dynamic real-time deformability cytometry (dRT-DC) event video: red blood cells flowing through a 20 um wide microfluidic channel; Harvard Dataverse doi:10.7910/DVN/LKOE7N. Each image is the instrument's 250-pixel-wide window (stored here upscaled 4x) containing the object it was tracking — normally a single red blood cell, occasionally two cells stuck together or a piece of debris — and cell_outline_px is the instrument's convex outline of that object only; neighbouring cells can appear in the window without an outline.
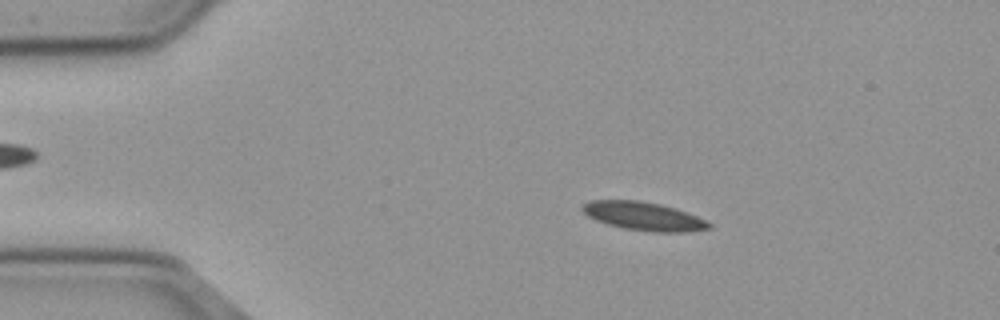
{"species": "common noctule bat (a hibernating species)", "species_latin": "Nyctalus noctula", "temperature_condition": "cold", "stored_images_in_passage": 55, "camera_frame_rate_fps": 3000, "um_per_image_px": 0.085, "animal": {"sex": "male", "body_mass_g": 23.1, "forearm_length_mm": 52.7}, "frame": {"image": 1, "passage_image": 10, "time_ms": 3.0, "image_size_px": [1000, 320], "cell_outline_px": [[712, 228], [684, 232], [652, 232], [624, 228], [608, 224], [596, 220], [588, 216], [580, 208], [584, 204], [592, 200], [640, 200], [660, 204], [676, 208], [696, 216], [712, 224]], "centroid_in_image_um": [54.71, 18.37], "position_along_channel_um": 30.3, "area_um2": 20.87}}
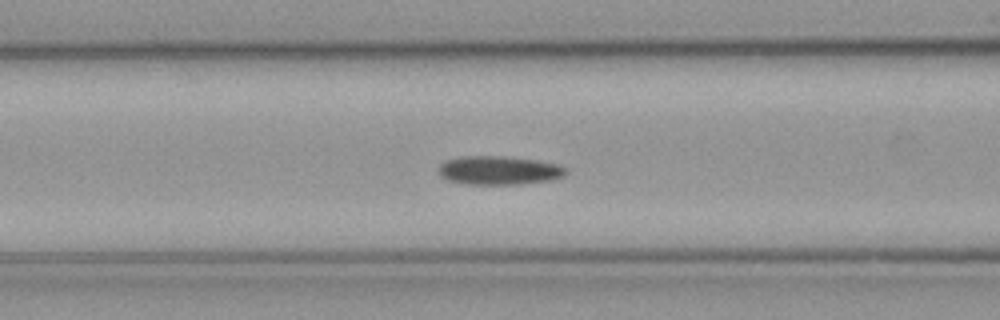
{"frame": {"image": 2, "passage_image": 22, "time_ms": 7.0, "image_size_px": [1000, 320], "cell_outline_px": [[568, 172], [564, 176], [552, 180], [520, 184], [468, 184], [448, 180], [440, 176], [436, 168], [444, 160], [460, 156], [504, 156], [536, 160], [556, 164], [564, 168]], "centroid_in_image_um": [42.36, 14.48], "position_along_channel_um": 124.2, "area_um2": 21.44}}
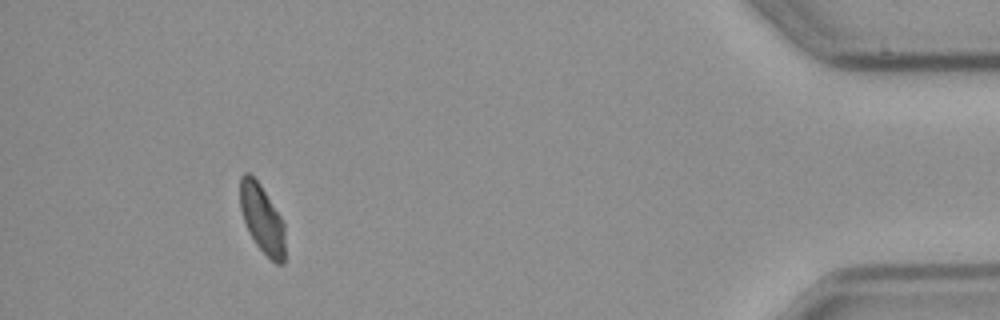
{"frame": {"image": 3, "passage_image": 51, "time_ms": 16.667, "image_size_px": [1000, 320], "cell_outline_px": [[284, 264], [276, 264], [256, 244], [244, 220], [240, 208], [240, 176], [244, 172], [248, 172], [260, 184], [280, 216], [284, 224]], "centroid_in_image_um": [22.27, 18.58], "position_along_channel_um": 412.9, "area_um2": 17.57}, "authors_computed_cell_mechanics": {"area_um2": 20.1144, "velocity_mm_per_s": 3.6703, "shape_relaxation_time_tau1_ms": 10.5089, "shape_relaxation_time_tau2_ms": null, "deformation_change_tau1": 0.1729, "deformation_change_tau2": null}}